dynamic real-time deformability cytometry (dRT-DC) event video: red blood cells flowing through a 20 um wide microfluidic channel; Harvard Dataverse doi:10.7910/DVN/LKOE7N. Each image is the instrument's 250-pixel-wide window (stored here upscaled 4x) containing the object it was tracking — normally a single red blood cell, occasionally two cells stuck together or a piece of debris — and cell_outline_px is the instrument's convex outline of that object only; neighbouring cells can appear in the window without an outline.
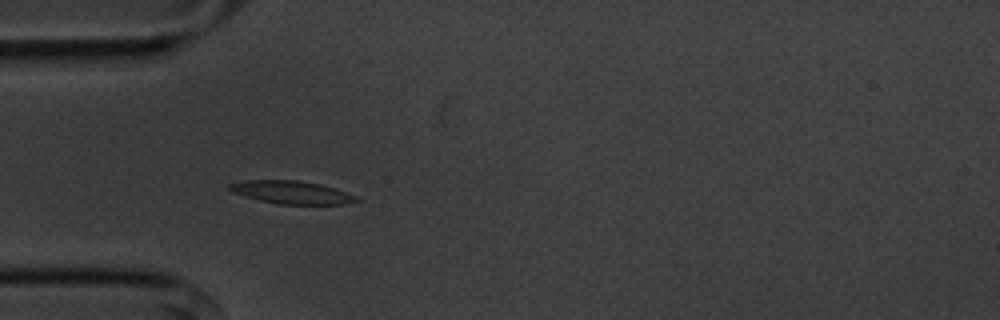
{"species": "common noctule bat (a hibernating species)", "species_latin": "Nyctalus noctula", "temperature_condition": "cold", "stored_images_in_passage": 5, "camera_frame_rate_fps": 3000, "um_per_image_px": 0.085, "animal": {"sex": "male", "body_mass_g": 20.1, "forearm_length_mm": 53.5}, "frame": {"image": 1, "passage_image": 4, "time_ms": 4.333, "image_size_px": [1000, 320], "cell_outline_px": [[360, 200], [344, 204], [276, 204], [244, 196], [232, 192], [228, 188], [228, 184], [244, 180], [296, 180], [320, 184], [356, 196]], "centroid_in_image_um": [24.73, 16.35], "position_along_channel_um": 60.3, "area_um2": 16.76}}
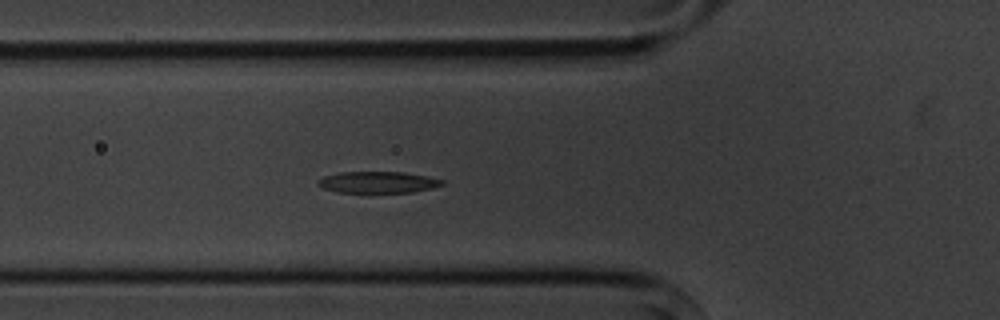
{"frame": {"image": 2, "passage_image": 5, "time_ms": 5.333, "image_size_px": [1000, 320], "cell_outline_px": [[444, 184], [432, 188], [412, 192], [336, 192], [324, 188], [316, 180], [324, 176], [340, 172], [404, 172], [428, 176], [444, 180]], "centroid_in_image_um": [32.15, 15.48], "position_along_channel_um": 93.6, "area_um2": 15.43}}